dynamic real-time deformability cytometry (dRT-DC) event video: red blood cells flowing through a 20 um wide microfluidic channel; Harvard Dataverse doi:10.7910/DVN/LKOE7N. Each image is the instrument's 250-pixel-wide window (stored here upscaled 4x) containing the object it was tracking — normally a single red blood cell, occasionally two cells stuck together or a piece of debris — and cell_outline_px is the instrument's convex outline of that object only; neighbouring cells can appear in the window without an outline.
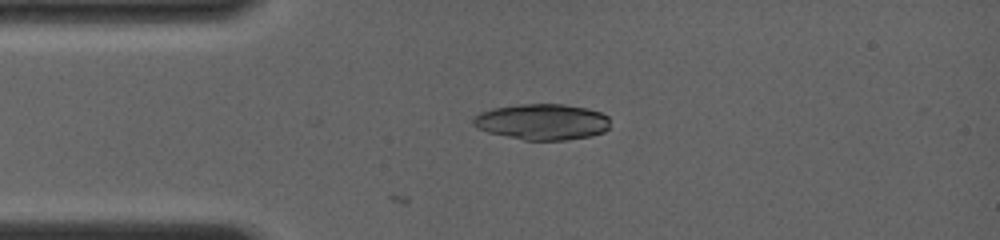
{"species": "common noctule bat (a hibernating species)", "species_latin": "Nyctalus noctula", "temperature_condition": "room temperature", "stored_images_in_passage": 4, "camera_frame_rate_fps": 4000, "um_per_image_px": 0.085, "animal": {"sex": "female", "body_mass_g": 19.0, "forearm_length_mm": 56.7}, "frame": {"image": 1, "passage_image": 1, "time_ms": 0.0, "image_size_px": [1000, 240], "cell_outline_px": [[608, 128], [604, 132], [592, 136], [568, 140], [524, 140], [488, 132], [476, 128], [472, 124], [472, 120], [480, 112], [492, 108], [520, 104], [564, 104], [584, 108], [600, 112], [608, 116]], "centroid_in_image_um": [46.07, 10.36], "position_along_channel_um": 38.9, "area_um2": 28.73}}